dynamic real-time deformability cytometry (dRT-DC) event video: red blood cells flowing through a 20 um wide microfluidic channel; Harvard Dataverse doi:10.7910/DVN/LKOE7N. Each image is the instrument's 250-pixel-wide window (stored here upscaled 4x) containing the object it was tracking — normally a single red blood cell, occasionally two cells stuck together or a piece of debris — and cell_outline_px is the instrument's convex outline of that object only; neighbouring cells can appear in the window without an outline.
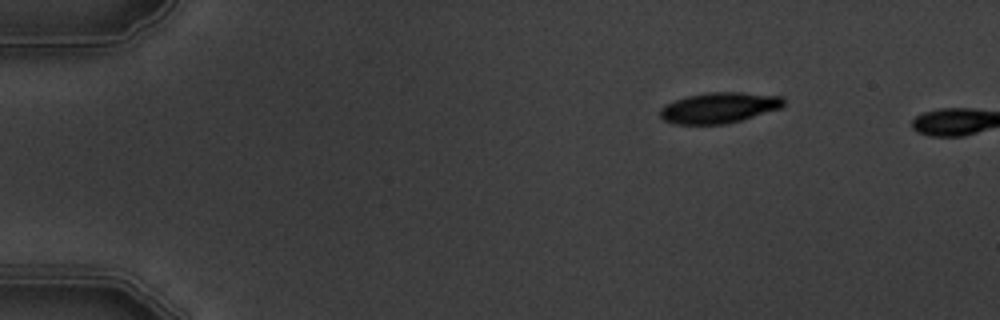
{"species": "common noctule bat (a hibernating species)", "species_latin": "Nyctalus noctula", "temperature_condition": "warm", "stored_images_in_passage": 2, "camera_frame_rate_fps": 3000, "um_per_image_px": 0.085, "animal": {"sex": "male", "body_mass_g": 19.5, "forearm_length_mm": 54.6}, "frame": {"image": 1, "passage_image": 1, "time_ms": 0.0, "image_size_px": [1000, 320], "cell_outline_px": [[784, 104], [780, 108], [740, 120], [724, 124], [672, 124], [664, 120], [660, 116], [660, 108], [676, 100], [688, 96], [708, 92], [740, 92], [784, 96]], "centroid_in_image_um": [61.12, 9.15], "position_along_channel_um": 23.9, "area_um2": 21.91}}